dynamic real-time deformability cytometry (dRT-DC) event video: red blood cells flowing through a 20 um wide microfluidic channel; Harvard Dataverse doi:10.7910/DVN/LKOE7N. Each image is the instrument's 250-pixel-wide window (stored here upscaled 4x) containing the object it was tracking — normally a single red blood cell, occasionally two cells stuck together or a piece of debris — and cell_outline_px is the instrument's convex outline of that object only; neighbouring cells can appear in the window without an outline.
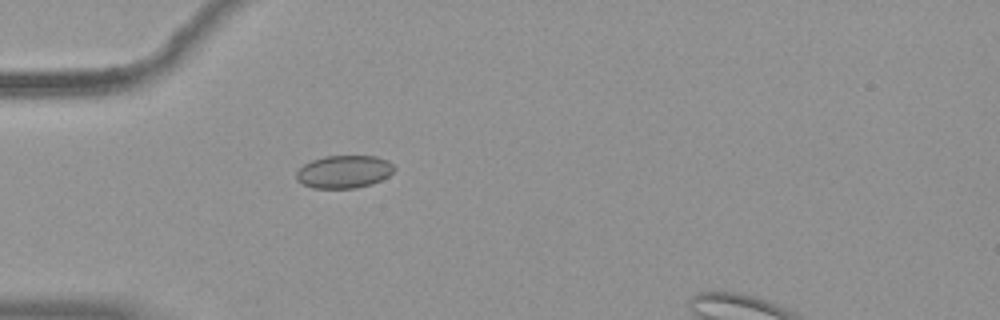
{"species": "common noctule bat (a hibernating species)", "species_latin": "Nyctalus noctula", "temperature_condition": "warm", "stored_images_in_passage": 40, "camera_frame_rate_fps": 3000, "um_per_image_px": 0.085, "animal": {"sex": "female", "body_mass_g": 19.9}, "frame": {"image": 1, "passage_image": 4, "time_ms": 1.0, "image_size_px": [1000, 320], "cell_outline_px": [[396, 168], [388, 176], [372, 184], [356, 188], [312, 188], [296, 180], [296, 172], [304, 164], [312, 160], [324, 156], [376, 156], [388, 160]], "centroid_in_image_um": [29.24, 14.59], "position_along_channel_um": 55.8, "area_um2": 18.73}}
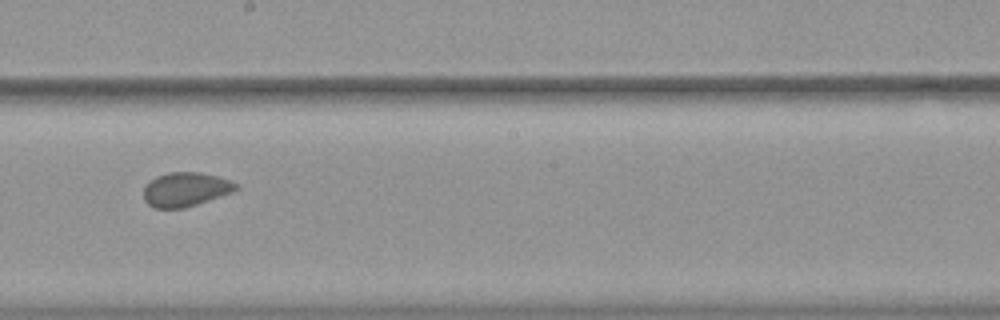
{"frame": {"image": 2, "passage_image": 19, "time_ms": 6.0, "image_size_px": [1000, 320], "cell_outline_px": [[240, 188], [232, 192], [184, 208], [152, 208], [144, 200], [144, 188], [156, 176], [168, 172], [200, 172], [216, 176], [240, 184]], "centroid_in_image_um": [15.78, 16.1], "position_along_channel_um": 232.4, "area_um2": 18.26}}
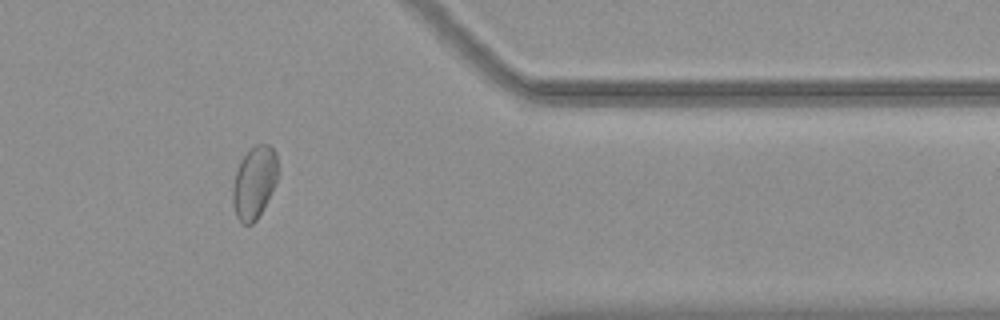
{"frame": {"image": 3, "passage_image": 33, "time_ms": 10.667, "image_size_px": [1000, 320], "cell_outline_px": [[276, 180], [256, 220], [252, 224], [244, 224], [236, 216], [232, 204], [232, 188], [236, 172], [240, 160], [256, 144], [268, 144], [276, 152]], "centroid_in_image_um": [21.57, 15.5], "position_along_channel_um": 389.8, "area_um2": 18.44}, "authors_computed_cell_mechanics": {"area_um2": 18.6983, "velocity_mm_per_s": 3.7136, "shape_relaxation_time_tau1_ms": null, "shape_relaxation_time_tau2_ms": 1.4124, "deformation_change_tau1": null, "deformation_change_tau2": 0.048}}